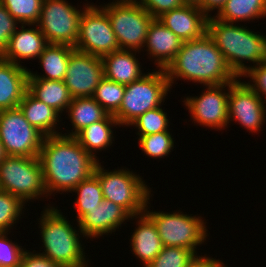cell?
I'll return each instance as SVG.
<instances>
[{
    "label": "cell",
    "instance_id": "7bdbcfd3",
    "mask_svg": "<svg viewBox=\"0 0 266 267\" xmlns=\"http://www.w3.org/2000/svg\"><path fill=\"white\" fill-rule=\"evenodd\" d=\"M184 5H195L199 6L201 4V0H181Z\"/></svg>",
    "mask_w": 266,
    "mask_h": 267
},
{
    "label": "cell",
    "instance_id": "f6af8a7d",
    "mask_svg": "<svg viewBox=\"0 0 266 267\" xmlns=\"http://www.w3.org/2000/svg\"><path fill=\"white\" fill-rule=\"evenodd\" d=\"M117 2H123V1H137V0H115Z\"/></svg>",
    "mask_w": 266,
    "mask_h": 267
},
{
    "label": "cell",
    "instance_id": "8d00e7d4",
    "mask_svg": "<svg viewBox=\"0 0 266 267\" xmlns=\"http://www.w3.org/2000/svg\"><path fill=\"white\" fill-rule=\"evenodd\" d=\"M241 77L251 79L248 82H244L266 103V63L250 68Z\"/></svg>",
    "mask_w": 266,
    "mask_h": 267
},
{
    "label": "cell",
    "instance_id": "9c48e42d",
    "mask_svg": "<svg viewBox=\"0 0 266 267\" xmlns=\"http://www.w3.org/2000/svg\"><path fill=\"white\" fill-rule=\"evenodd\" d=\"M100 7L107 13L120 50L142 52L150 23L154 19L136 1H114ZM142 50V51H141Z\"/></svg>",
    "mask_w": 266,
    "mask_h": 267
},
{
    "label": "cell",
    "instance_id": "44dd1931",
    "mask_svg": "<svg viewBox=\"0 0 266 267\" xmlns=\"http://www.w3.org/2000/svg\"><path fill=\"white\" fill-rule=\"evenodd\" d=\"M29 69L0 58V111L19 106L27 90Z\"/></svg>",
    "mask_w": 266,
    "mask_h": 267
},
{
    "label": "cell",
    "instance_id": "7a4b0ae2",
    "mask_svg": "<svg viewBox=\"0 0 266 267\" xmlns=\"http://www.w3.org/2000/svg\"><path fill=\"white\" fill-rule=\"evenodd\" d=\"M165 71L171 90L177 79L204 86L231 83L237 79L207 33L200 39L184 41Z\"/></svg>",
    "mask_w": 266,
    "mask_h": 267
},
{
    "label": "cell",
    "instance_id": "f35d334b",
    "mask_svg": "<svg viewBox=\"0 0 266 267\" xmlns=\"http://www.w3.org/2000/svg\"><path fill=\"white\" fill-rule=\"evenodd\" d=\"M136 2L145 8L153 18L184 5L181 0H137Z\"/></svg>",
    "mask_w": 266,
    "mask_h": 267
},
{
    "label": "cell",
    "instance_id": "3957f363",
    "mask_svg": "<svg viewBox=\"0 0 266 267\" xmlns=\"http://www.w3.org/2000/svg\"><path fill=\"white\" fill-rule=\"evenodd\" d=\"M245 26L224 22L213 16L207 20L208 36L237 78H241L250 68L266 63V36ZM247 62L253 65H246Z\"/></svg>",
    "mask_w": 266,
    "mask_h": 267
},
{
    "label": "cell",
    "instance_id": "277c9868",
    "mask_svg": "<svg viewBox=\"0 0 266 267\" xmlns=\"http://www.w3.org/2000/svg\"><path fill=\"white\" fill-rule=\"evenodd\" d=\"M47 207V208H46ZM38 220L43 252H39L62 267H88L80 237L81 229L73 227L61 209L48 204ZM77 228V230H76ZM82 235V236H79ZM81 241V242H80Z\"/></svg>",
    "mask_w": 266,
    "mask_h": 267
},
{
    "label": "cell",
    "instance_id": "ac0fdd59",
    "mask_svg": "<svg viewBox=\"0 0 266 267\" xmlns=\"http://www.w3.org/2000/svg\"><path fill=\"white\" fill-rule=\"evenodd\" d=\"M19 27L10 37L0 58L24 67L21 60L37 59L48 42L37 24H20Z\"/></svg>",
    "mask_w": 266,
    "mask_h": 267
},
{
    "label": "cell",
    "instance_id": "b9f144b4",
    "mask_svg": "<svg viewBox=\"0 0 266 267\" xmlns=\"http://www.w3.org/2000/svg\"><path fill=\"white\" fill-rule=\"evenodd\" d=\"M227 0H201L198 6L208 17H212V12L218 13Z\"/></svg>",
    "mask_w": 266,
    "mask_h": 267
},
{
    "label": "cell",
    "instance_id": "30bf717a",
    "mask_svg": "<svg viewBox=\"0 0 266 267\" xmlns=\"http://www.w3.org/2000/svg\"><path fill=\"white\" fill-rule=\"evenodd\" d=\"M73 6L66 0H43L40 19L37 23L48 44H65L75 47L78 38L79 20L84 9Z\"/></svg>",
    "mask_w": 266,
    "mask_h": 267
},
{
    "label": "cell",
    "instance_id": "836d02e7",
    "mask_svg": "<svg viewBox=\"0 0 266 267\" xmlns=\"http://www.w3.org/2000/svg\"><path fill=\"white\" fill-rule=\"evenodd\" d=\"M25 203L17 196L0 190V232H9L24 213ZM24 209V210H23Z\"/></svg>",
    "mask_w": 266,
    "mask_h": 267
},
{
    "label": "cell",
    "instance_id": "5b68a950",
    "mask_svg": "<svg viewBox=\"0 0 266 267\" xmlns=\"http://www.w3.org/2000/svg\"><path fill=\"white\" fill-rule=\"evenodd\" d=\"M103 198L123 207L131 216L143 214L151 194V188L143 178L129 168L106 170L101 162L96 164Z\"/></svg>",
    "mask_w": 266,
    "mask_h": 267
},
{
    "label": "cell",
    "instance_id": "9a60e30c",
    "mask_svg": "<svg viewBox=\"0 0 266 267\" xmlns=\"http://www.w3.org/2000/svg\"><path fill=\"white\" fill-rule=\"evenodd\" d=\"M103 78L101 57L77 50L70 55L63 81L72 98L92 97Z\"/></svg>",
    "mask_w": 266,
    "mask_h": 267
},
{
    "label": "cell",
    "instance_id": "e0dca14e",
    "mask_svg": "<svg viewBox=\"0 0 266 267\" xmlns=\"http://www.w3.org/2000/svg\"><path fill=\"white\" fill-rule=\"evenodd\" d=\"M208 16L195 5H183L161 14L157 19L182 41L202 38L207 33Z\"/></svg>",
    "mask_w": 266,
    "mask_h": 267
},
{
    "label": "cell",
    "instance_id": "4dcf8cb0",
    "mask_svg": "<svg viewBox=\"0 0 266 267\" xmlns=\"http://www.w3.org/2000/svg\"><path fill=\"white\" fill-rule=\"evenodd\" d=\"M170 121L167 116V112L162 109L161 106L148 110L129 126H135L137 138L146 136L149 134L159 133L162 131H169Z\"/></svg>",
    "mask_w": 266,
    "mask_h": 267
},
{
    "label": "cell",
    "instance_id": "4fadbf2b",
    "mask_svg": "<svg viewBox=\"0 0 266 267\" xmlns=\"http://www.w3.org/2000/svg\"><path fill=\"white\" fill-rule=\"evenodd\" d=\"M200 96H186L182 101L194 125L222 131L228 128V96L230 83L208 85Z\"/></svg>",
    "mask_w": 266,
    "mask_h": 267
},
{
    "label": "cell",
    "instance_id": "8992f818",
    "mask_svg": "<svg viewBox=\"0 0 266 267\" xmlns=\"http://www.w3.org/2000/svg\"><path fill=\"white\" fill-rule=\"evenodd\" d=\"M170 89L165 69L147 72L139 80L125 86L122 103L113 116L120 126L129 127L148 110L163 106Z\"/></svg>",
    "mask_w": 266,
    "mask_h": 267
},
{
    "label": "cell",
    "instance_id": "52a82bcc",
    "mask_svg": "<svg viewBox=\"0 0 266 267\" xmlns=\"http://www.w3.org/2000/svg\"><path fill=\"white\" fill-rule=\"evenodd\" d=\"M149 204L150 198L144 213L154 222L163 245L189 249L197 255L198 246L207 240V222L201 216L184 214L181 210L150 211Z\"/></svg>",
    "mask_w": 266,
    "mask_h": 267
},
{
    "label": "cell",
    "instance_id": "ee69618b",
    "mask_svg": "<svg viewBox=\"0 0 266 267\" xmlns=\"http://www.w3.org/2000/svg\"><path fill=\"white\" fill-rule=\"evenodd\" d=\"M7 157V154L5 153L4 146L0 140V163Z\"/></svg>",
    "mask_w": 266,
    "mask_h": 267
},
{
    "label": "cell",
    "instance_id": "7402d4cb",
    "mask_svg": "<svg viewBox=\"0 0 266 267\" xmlns=\"http://www.w3.org/2000/svg\"><path fill=\"white\" fill-rule=\"evenodd\" d=\"M137 52L139 54L135 50H118L102 56L104 78L125 86L139 80L146 73H142Z\"/></svg>",
    "mask_w": 266,
    "mask_h": 267
},
{
    "label": "cell",
    "instance_id": "6da1fadb",
    "mask_svg": "<svg viewBox=\"0 0 266 267\" xmlns=\"http://www.w3.org/2000/svg\"><path fill=\"white\" fill-rule=\"evenodd\" d=\"M38 158L48 196L70 193L98 163L75 137L62 134L45 137Z\"/></svg>",
    "mask_w": 266,
    "mask_h": 267
},
{
    "label": "cell",
    "instance_id": "7c38bea8",
    "mask_svg": "<svg viewBox=\"0 0 266 267\" xmlns=\"http://www.w3.org/2000/svg\"><path fill=\"white\" fill-rule=\"evenodd\" d=\"M44 138L19 107L0 111V140L7 156L38 157Z\"/></svg>",
    "mask_w": 266,
    "mask_h": 267
},
{
    "label": "cell",
    "instance_id": "60d3db41",
    "mask_svg": "<svg viewBox=\"0 0 266 267\" xmlns=\"http://www.w3.org/2000/svg\"><path fill=\"white\" fill-rule=\"evenodd\" d=\"M195 255L194 258L189 262L187 267H228L219 259H214L210 255Z\"/></svg>",
    "mask_w": 266,
    "mask_h": 267
},
{
    "label": "cell",
    "instance_id": "8fae6325",
    "mask_svg": "<svg viewBox=\"0 0 266 267\" xmlns=\"http://www.w3.org/2000/svg\"><path fill=\"white\" fill-rule=\"evenodd\" d=\"M74 49L99 57L120 50L111 21L99 5L90 3L82 12Z\"/></svg>",
    "mask_w": 266,
    "mask_h": 267
},
{
    "label": "cell",
    "instance_id": "2e32d148",
    "mask_svg": "<svg viewBox=\"0 0 266 267\" xmlns=\"http://www.w3.org/2000/svg\"><path fill=\"white\" fill-rule=\"evenodd\" d=\"M132 216L121 206L104 199L99 206L88 212L76 223L86 239L99 238L115 232Z\"/></svg>",
    "mask_w": 266,
    "mask_h": 267
},
{
    "label": "cell",
    "instance_id": "e575fe53",
    "mask_svg": "<svg viewBox=\"0 0 266 267\" xmlns=\"http://www.w3.org/2000/svg\"><path fill=\"white\" fill-rule=\"evenodd\" d=\"M195 255L189 249L164 246L157 257L146 267H187Z\"/></svg>",
    "mask_w": 266,
    "mask_h": 267
},
{
    "label": "cell",
    "instance_id": "ba28073f",
    "mask_svg": "<svg viewBox=\"0 0 266 267\" xmlns=\"http://www.w3.org/2000/svg\"><path fill=\"white\" fill-rule=\"evenodd\" d=\"M0 190L19 197L25 204L41 197L48 199L39 158L7 156L0 163Z\"/></svg>",
    "mask_w": 266,
    "mask_h": 267
},
{
    "label": "cell",
    "instance_id": "74e56055",
    "mask_svg": "<svg viewBox=\"0 0 266 267\" xmlns=\"http://www.w3.org/2000/svg\"><path fill=\"white\" fill-rule=\"evenodd\" d=\"M19 24L0 3V56L5 51L10 37L16 31Z\"/></svg>",
    "mask_w": 266,
    "mask_h": 267
},
{
    "label": "cell",
    "instance_id": "ab89813d",
    "mask_svg": "<svg viewBox=\"0 0 266 267\" xmlns=\"http://www.w3.org/2000/svg\"><path fill=\"white\" fill-rule=\"evenodd\" d=\"M20 267H62L60 264L53 262L45 255L38 251L25 250L22 258Z\"/></svg>",
    "mask_w": 266,
    "mask_h": 267
},
{
    "label": "cell",
    "instance_id": "d590c367",
    "mask_svg": "<svg viewBox=\"0 0 266 267\" xmlns=\"http://www.w3.org/2000/svg\"><path fill=\"white\" fill-rule=\"evenodd\" d=\"M10 232H0V267H20L21 258L26 250L8 238Z\"/></svg>",
    "mask_w": 266,
    "mask_h": 267
},
{
    "label": "cell",
    "instance_id": "484cf974",
    "mask_svg": "<svg viewBox=\"0 0 266 267\" xmlns=\"http://www.w3.org/2000/svg\"><path fill=\"white\" fill-rule=\"evenodd\" d=\"M27 90L38 100L55 109L60 115L67 111L72 97L64 81L28 78Z\"/></svg>",
    "mask_w": 266,
    "mask_h": 267
},
{
    "label": "cell",
    "instance_id": "4316f807",
    "mask_svg": "<svg viewBox=\"0 0 266 267\" xmlns=\"http://www.w3.org/2000/svg\"><path fill=\"white\" fill-rule=\"evenodd\" d=\"M72 130L62 135L75 137L89 125L103 120L108 113L93 97L73 98L66 111Z\"/></svg>",
    "mask_w": 266,
    "mask_h": 267
},
{
    "label": "cell",
    "instance_id": "d6986e66",
    "mask_svg": "<svg viewBox=\"0 0 266 267\" xmlns=\"http://www.w3.org/2000/svg\"><path fill=\"white\" fill-rule=\"evenodd\" d=\"M182 41L157 18L150 23L144 44L147 56L155 60L157 69H166L181 50Z\"/></svg>",
    "mask_w": 266,
    "mask_h": 267
},
{
    "label": "cell",
    "instance_id": "83f0119b",
    "mask_svg": "<svg viewBox=\"0 0 266 267\" xmlns=\"http://www.w3.org/2000/svg\"><path fill=\"white\" fill-rule=\"evenodd\" d=\"M214 18L228 22L238 23L266 17V0H227Z\"/></svg>",
    "mask_w": 266,
    "mask_h": 267
},
{
    "label": "cell",
    "instance_id": "f1b7e54d",
    "mask_svg": "<svg viewBox=\"0 0 266 267\" xmlns=\"http://www.w3.org/2000/svg\"><path fill=\"white\" fill-rule=\"evenodd\" d=\"M77 193L74 201L76 209V222H78L88 210H92L104 200L98 177L93 173L90 177L80 182L70 193Z\"/></svg>",
    "mask_w": 266,
    "mask_h": 267
},
{
    "label": "cell",
    "instance_id": "d6a6232c",
    "mask_svg": "<svg viewBox=\"0 0 266 267\" xmlns=\"http://www.w3.org/2000/svg\"><path fill=\"white\" fill-rule=\"evenodd\" d=\"M174 137L170 131H162L159 133L149 134L138 138V145L142 152L150 158H164L168 156L174 149ZM172 150V151H171Z\"/></svg>",
    "mask_w": 266,
    "mask_h": 267
},
{
    "label": "cell",
    "instance_id": "ffe728a7",
    "mask_svg": "<svg viewBox=\"0 0 266 267\" xmlns=\"http://www.w3.org/2000/svg\"><path fill=\"white\" fill-rule=\"evenodd\" d=\"M136 219V227L131 235V252L143 265L148 266L164 247L154 222L145 214L132 216Z\"/></svg>",
    "mask_w": 266,
    "mask_h": 267
},
{
    "label": "cell",
    "instance_id": "d4e9b609",
    "mask_svg": "<svg viewBox=\"0 0 266 267\" xmlns=\"http://www.w3.org/2000/svg\"><path fill=\"white\" fill-rule=\"evenodd\" d=\"M74 47L65 44H48L38 57L44 74L34 73L29 69L28 78L63 81L67 72L70 55Z\"/></svg>",
    "mask_w": 266,
    "mask_h": 267
},
{
    "label": "cell",
    "instance_id": "603a6c76",
    "mask_svg": "<svg viewBox=\"0 0 266 267\" xmlns=\"http://www.w3.org/2000/svg\"><path fill=\"white\" fill-rule=\"evenodd\" d=\"M18 107L25 119L45 137L62 134L63 131L58 132L60 130L57 127L62 122L61 115L52 107L36 99L28 90L24 93Z\"/></svg>",
    "mask_w": 266,
    "mask_h": 267
},
{
    "label": "cell",
    "instance_id": "cb8c5ba5",
    "mask_svg": "<svg viewBox=\"0 0 266 267\" xmlns=\"http://www.w3.org/2000/svg\"><path fill=\"white\" fill-rule=\"evenodd\" d=\"M121 127L119 122L113 115L108 114L103 120L95 122L88 127L81 130L75 138L80 145L99 162L96 156L98 151H105L113 143L114 140V127Z\"/></svg>",
    "mask_w": 266,
    "mask_h": 267
},
{
    "label": "cell",
    "instance_id": "f546056e",
    "mask_svg": "<svg viewBox=\"0 0 266 267\" xmlns=\"http://www.w3.org/2000/svg\"><path fill=\"white\" fill-rule=\"evenodd\" d=\"M125 85L103 78L92 96L104 110L114 115L122 103Z\"/></svg>",
    "mask_w": 266,
    "mask_h": 267
},
{
    "label": "cell",
    "instance_id": "5bb4252c",
    "mask_svg": "<svg viewBox=\"0 0 266 267\" xmlns=\"http://www.w3.org/2000/svg\"><path fill=\"white\" fill-rule=\"evenodd\" d=\"M242 78L230 83L228 96V124L232 121L249 133H259L266 121V103Z\"/></svg>",
    "mask_w": 266,
    "mask_h": 267
},
{
    "label": "cell",
    "instance_id": "1f68e13d",
    "mask_svg": "<svg viewBox=\"0 0 266 267\" xmlns=\"http://www.w3.org/2000/svg\"><path fill=\"white\" fill-rule=\"evenodd\" d=\"M43 0H0L11 16L20 24H37Z\"/></svg>",
    "mask_w": 266,
    "mask_h": 267
}]
</instances>
